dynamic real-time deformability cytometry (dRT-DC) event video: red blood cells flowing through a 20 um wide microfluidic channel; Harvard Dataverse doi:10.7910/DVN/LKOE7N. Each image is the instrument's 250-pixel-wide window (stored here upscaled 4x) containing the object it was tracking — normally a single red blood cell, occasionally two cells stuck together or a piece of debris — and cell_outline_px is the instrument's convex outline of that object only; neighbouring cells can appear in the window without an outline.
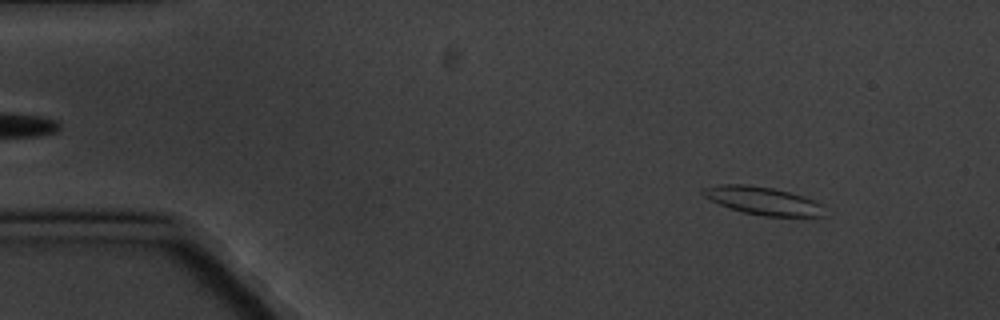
{"species": "common noctule bat (a hibernating species)", "species_latin": "Nyctalus noctula", "temperature_condition": "cold", "stored_images_in_passage": 5, "camera_frame_rate_fps": 3000, "um_per_image_px": 0.085, "animal": {"sex": "male", "body_mass_g": 20.1, "forearm_length_mm": 53.5}, "frame": {"image": 1, "passage_image": 2, "time_ms": 1.0, "image_size_px": [1000, 320], "cell_outline_px": [[824, 216], [812, 220], [800, 220], [764, 216], [740, 212], [720, 204], [704, 196], [700, 192], [700, 188], [720, 184], [744, 184], [772, 188], [804, 196], [820, 204]], "centroid_in_image_um": [64.93, 17.13], "position_along_channel_um": 20.1, "area_um2": 20.58}}